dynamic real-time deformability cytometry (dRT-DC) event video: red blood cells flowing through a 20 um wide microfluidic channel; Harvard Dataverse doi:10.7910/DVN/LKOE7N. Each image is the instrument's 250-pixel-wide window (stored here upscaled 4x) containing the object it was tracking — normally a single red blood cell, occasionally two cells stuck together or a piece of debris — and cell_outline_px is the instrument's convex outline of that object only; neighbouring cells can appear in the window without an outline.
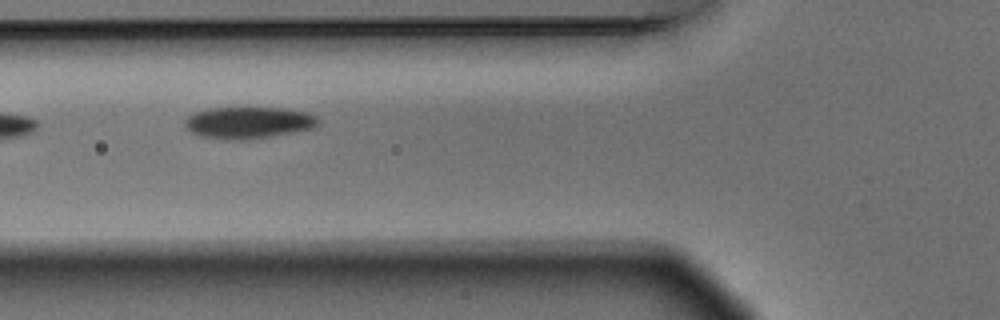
{"species": "Egyptian fruit bat (a non-hibernating species)", "species_latin": "Rousettus aegyptiacus", "temperature_condition": "warm", "stored_images_in_passage": 2, "camera_frame_rate_fps": 3000, "um_per_image_px": 0.085, "animal": {"sex": "male"}, "frame": {"image": 1, "passage_image": 2, "time_ms": 0.333, "image_size_px": [1000, 320], "cell_outline_px": [[320, 120], [316, 128], [272, 136], [248, 140], [228, 140], [200, 136], [184, 128], [184, 120], [188, 116], [196, 112], [208, 108], [280, 108], [308, 112], [316, 116]], "centroid_in_image_um": [21.12, 10.43], "position_along_channel_um": 104.7, "area_um2": 24.91}}